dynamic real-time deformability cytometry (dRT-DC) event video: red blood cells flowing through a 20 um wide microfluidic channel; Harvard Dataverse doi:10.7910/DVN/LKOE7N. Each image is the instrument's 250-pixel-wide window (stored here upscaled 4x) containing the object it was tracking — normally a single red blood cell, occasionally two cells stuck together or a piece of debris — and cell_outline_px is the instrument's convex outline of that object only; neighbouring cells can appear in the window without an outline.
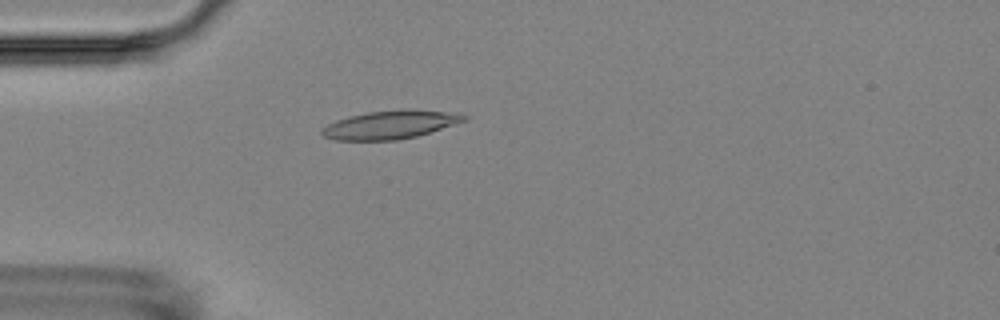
{"species": "Egyptian fruit bat (a non-hibernating species)", "species_latin": "Rousettus aegyptiacus", "temperature_condition": "room temperature", "stored_images_in_passage": 5, "camera_frame_rate_fps": 3000, "um_per_image_px": 0.085, "animal": {"sex": "female"}, "frame": {"image": 1, "passage_image": 5, "time_ms": 4.667, "image_size_px": [1000, 320], "cell_outline_px": [[468, 120], [416, 136], [396, 140], [336, 140], [324, 136], [320, 132], [320, 128], [336, 120], [348, 116], [368, 112], [404, 108], [412, 108], [460, 112], [468, 116]], "centroid_in_image_um": [33.23, 10.57], "position_along_channel_um": 51.8, "area_um2": 23.93}}